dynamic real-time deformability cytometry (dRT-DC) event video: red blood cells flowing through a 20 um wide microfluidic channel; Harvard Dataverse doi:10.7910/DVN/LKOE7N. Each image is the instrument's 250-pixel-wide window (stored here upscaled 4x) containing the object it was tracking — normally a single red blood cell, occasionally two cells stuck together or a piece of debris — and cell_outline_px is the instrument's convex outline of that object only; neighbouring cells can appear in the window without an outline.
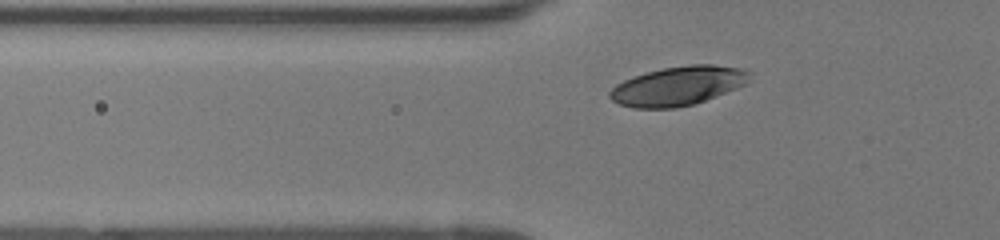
{"species": "human", "species_latin": "Homo sapiens", "temperature_condition": "room temperature", "stored_images_in_passage": 35, "camera_frame_rate_fps": 3000, "um_per_image_px": 0.085, "donor": {"sex": "female"}, "frame": {"image": 1, "passage_image": 7, "time_ms": 2.0, "image_size_px": [1000, 240], "cell_outline_px": [[748, 72], [744, 84], [736, 88], [696, 104], [676, 108], [636, 108], [620, 104], [612, 100], [608, 96], [608, 92], [616, 84], [624, 80], [648, 72], [664, 68], [688, 64], [712, 64], [744, 68]], "centroid_in_image_um": [57.6, 7.31], "position_along_channel_um": 68.2, "area_um2": 31.56}}
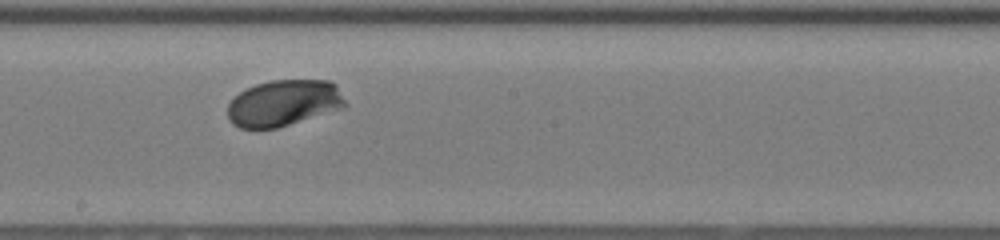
{"frame": {"image": 2, "passage_image": 19, "time_ms": 6.0, "image_size_px": [1000, 240], "cell_outline_px": [[348, 104], [344, 108], [276, 128], [240, 128], [232, 124], [228, 120], [228, 104], [240, 92], [256, 84], [272, 80], [328, 80], [336, 84]], "centroid_in_image_um": [24.14, 8.76], "position_along_channel_um": 224.1, "area_um2": 31.73}}
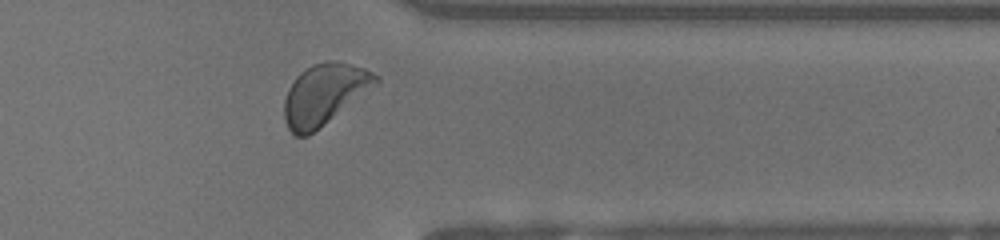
{"frame": {"image": 3, "passage_image": 31, "time_ms": 10.0, "image_size_px": [1000, 240], "cell_outline_px": [[380, 80], [308, 136], [296, 136], [288, 128], [284, 120], [284, 100], [288, 88], [296, 76], [300, 72], [312, 64], [324, 60], [336, 60], [364, 68], [380, 76]], "centroid_in_image_um": [27.51, 7.98], "position_along_channel_um": 383.9, "area_um2": 31.85}, "authors_computed_cell_mechanics": {"area_um2": 31.212, "velocity_mm_per_s": 4.0344, "shape_relaxation_time_tau1_ms": 0.8139, "shape_relaxation_time_tau2_ms": null, "deformation_change_tau1": 0.0958, "deformation_change_tau2": null}}